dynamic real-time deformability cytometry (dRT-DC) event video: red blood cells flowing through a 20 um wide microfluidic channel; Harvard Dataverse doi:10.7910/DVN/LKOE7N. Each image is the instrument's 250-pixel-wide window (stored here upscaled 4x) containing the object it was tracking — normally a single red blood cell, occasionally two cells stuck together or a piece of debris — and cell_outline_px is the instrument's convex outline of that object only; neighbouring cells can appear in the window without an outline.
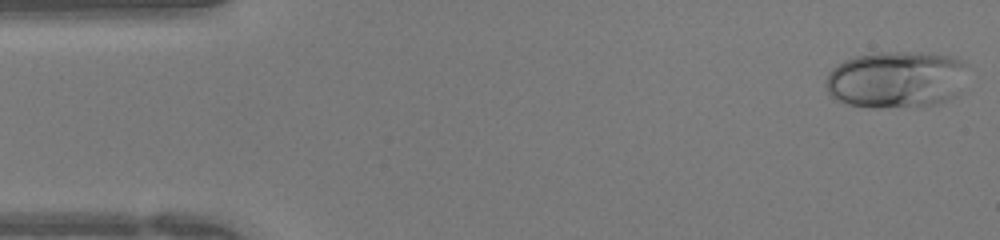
{"species": "human", "species_latin": "Homo sapiens", "temperature_condition": "warm", "stored_images_in_passage": 43, "camera_frame_rate_fps": 3000, "um_per_image_px": 0.085, "donor": {"sex": "female"}, "frame": {"image": 1, "passage_image": 1, "time_ms": 0.0, "image_size_px": [1000, 240], "cell_outline_px": [[968, 64], [956, 96], [940, 104], [880, 108], [872, 108], [848, 104], [836, 100], [828, 92], [824, 84], [828, 72], [832, 68], [844, 60], [856, 56], [880, 52], [920, 52], [952, 56]], "centroid_in_image_um": [76.15, 6.76], "position_along_channel_um": 8.8, "area_um2": 47.34}}
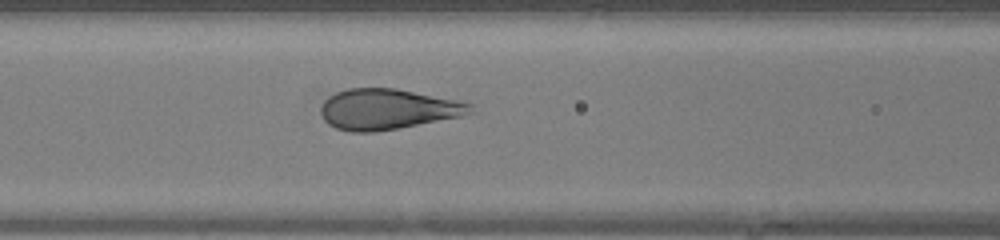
{"frame": {"image": 2, "passage_image": 17, "time_ms": 5.333, "image_size_px": [1000, 240], "cell_outline_px": [[476, 112], [460, 116], [400, 128], [372, 132], [352, 132], [336, 128], [328, 124], [324, 120], [320, 112], [320, 108], [324, 100], [328, 96], [336, 92], [348, 88], [396, 88], [456, 100], [472, 104]], "centroid_in_image_um": [32.92, 9.28], "position_along_channel_um": 133.7, "area_um2": 35.37}}
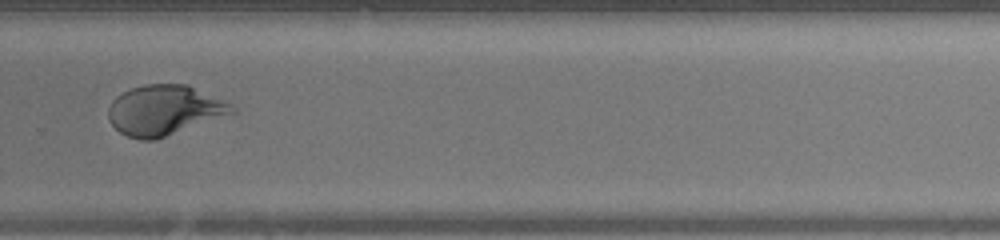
{"frame": {"image": 3, "passage_image": 29, "time_ms": 9.333, "image_size_px": [1000, 240], "cell_outline_px": [[236, 112], [156, 140], [140, 140], [128, 136], [120, 132], [108, 120], [108, 108], [112, 100], [116, 96], [132, 88], [144, 84], [188, 84], [232, 104], [236, 108]], "centroid_in_image_um": [13.96, 9.37], "position_along_channel_um": 315.8, "area_um2": 36.07}}